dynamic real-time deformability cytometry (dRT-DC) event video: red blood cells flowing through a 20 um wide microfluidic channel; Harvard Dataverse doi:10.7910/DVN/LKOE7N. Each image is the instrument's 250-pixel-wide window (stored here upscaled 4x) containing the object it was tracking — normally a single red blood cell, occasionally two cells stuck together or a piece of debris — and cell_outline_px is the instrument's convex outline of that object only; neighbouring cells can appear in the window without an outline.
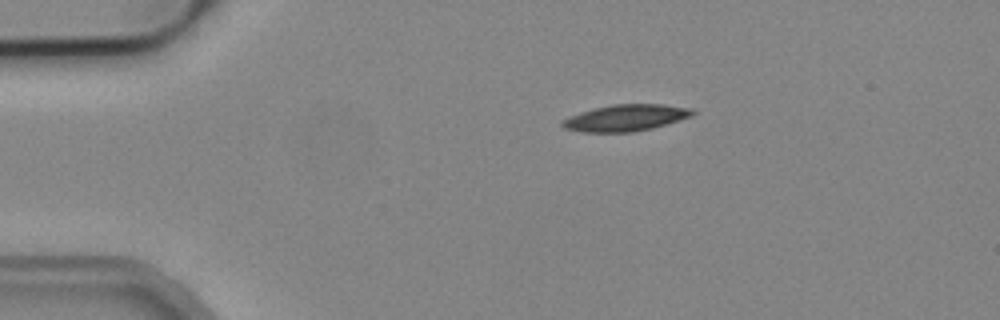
{"species": "common noctule bat (a hibernating species)", "species_latin": "Nyctalus noctula", "temperature_condition": "cold", "stored_images_in_passage": 3, "camera_frame_rate_fps": 3000, "um_per_image_px": 0.085, "animal": {"sex": "male", "body_mass_g": 19.2, "forearm_length_mm": 51.8}, "frame": {"image": 1, "passage_image": 1, "time_ms": 0.0, "image_size_px": [1000, 320], "cell_outline_px": [[696, 112], [692, 116], [652, 128], [632, 132], [580, 132], [564, 128], [560, 124], [560, 120], [580, 112], [612, 104], [660, 104], [692, 108]], "centroid_in_image_um": [53.16, 10.01], "position_along_channel_um": 31.8, "area_um2": 20.11}}
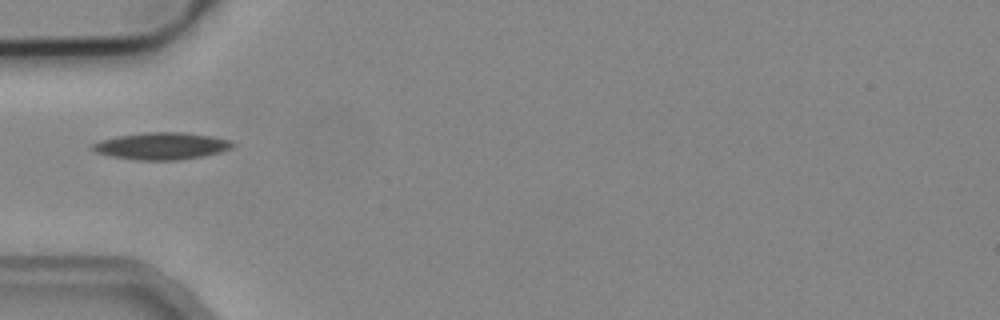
{"frame": {"image": 2, "passage_image": 3, "time_ms": 0.667, "image_size_px": [1000, 320], "cell_outline_px": [[236, 144], [232, 148], [220, 152], [204, 156], [176, 160], [140, 160], [112, 156], [96, 152], [92, 148], [92, 144], [100, 140], [116, 136], [148, 132], [184, 132], [212, 136], [232, 140]], "centroid_in_image_um": [13.79, 12.4], "position_along_channel_um": 71.2, "area_um2": 22.08}}